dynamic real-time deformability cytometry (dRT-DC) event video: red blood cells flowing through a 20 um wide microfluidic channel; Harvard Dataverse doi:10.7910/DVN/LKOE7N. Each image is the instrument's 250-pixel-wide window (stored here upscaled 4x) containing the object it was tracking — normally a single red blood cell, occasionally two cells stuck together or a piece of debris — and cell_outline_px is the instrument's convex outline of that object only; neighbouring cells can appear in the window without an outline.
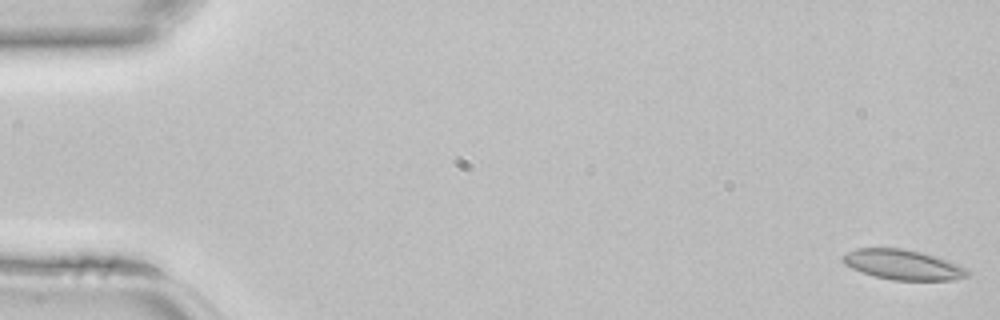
{"species": "common noctule bat (a hibernating species)", "species_latin": "Nyctalus noctula", "temperature_condition": "room temperature", "stored_images_in_passage": 46, "camera_frame_rate_fps": 3000, "um_per_image_px": 0.085, "animal": {"sex": "female", "body_mass_g": 22.7, "forearm_length_mm": 54.2}, "frame": {"image": 1, "passage_image": 1, "time_ms": 0.0, "image_size_px": [1000, 320], "cell_outline_px": [[968, 276], [952, 280], [892, 280], [872, 276], [852, 268], [844, 264], [840, 260], [840, 256], [856, 248], [904, 248], [936, 256], [968, 268]], "centroid_in_image_um": [76.71, 22.5], "position_along_channel_um": 8.3, "area_um2": 21.96}}
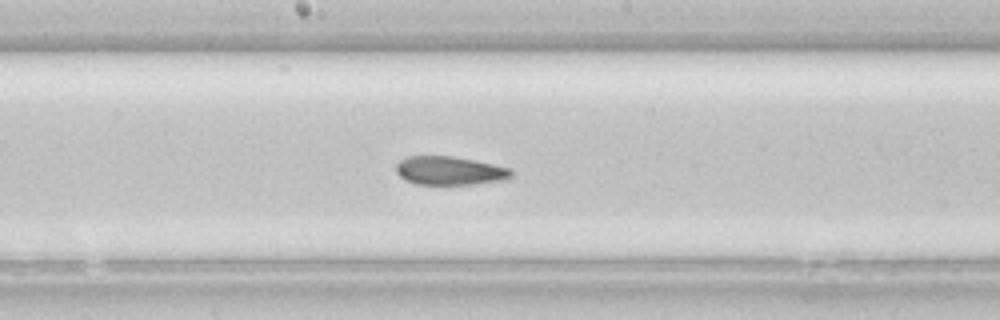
{"frame": {"image": 2, "passage_image": 24, "time_ms": 7.667, "image_size_px": [1000, 320], "cell_outline_px": [[512, 176], [508, 180], [472, 184], [416, 184], [404, 180], [396, 172], [396, 164], [400, 160], [408, 156], [452, 156], [476, 160], [512, 168]], "centroid_in_image_um": [38.25, 14.51], "position_along_channel_um": 209.9, "area_um2": 19.42}}
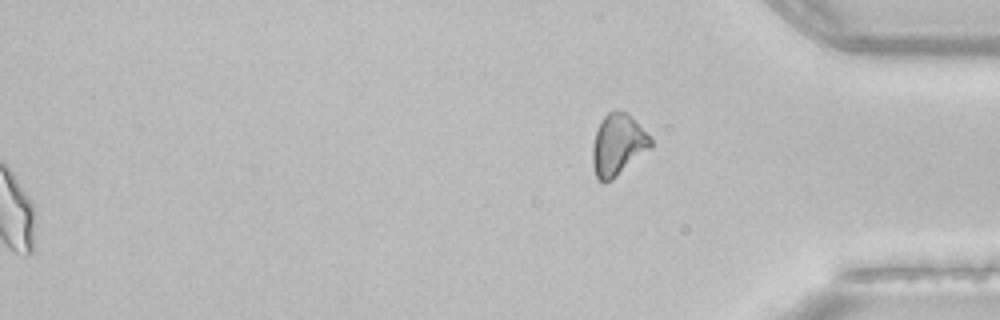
{"frame": {"image": 3, "passage_image": 46, "time_ms": 15.0, "image_size_px": [1000, 320], "cell_outline_px": [[652, 148], [612, 180], [604, 184], [596, 176], [592, 164], [592, 144], [600, 120], [608, 112], [616, 108], [628, 112], [652, 140]], "centroid_in_image_um": [52.51, 12.3], "position_along_channel_um": 382.7, "area_um2": 21.15}}